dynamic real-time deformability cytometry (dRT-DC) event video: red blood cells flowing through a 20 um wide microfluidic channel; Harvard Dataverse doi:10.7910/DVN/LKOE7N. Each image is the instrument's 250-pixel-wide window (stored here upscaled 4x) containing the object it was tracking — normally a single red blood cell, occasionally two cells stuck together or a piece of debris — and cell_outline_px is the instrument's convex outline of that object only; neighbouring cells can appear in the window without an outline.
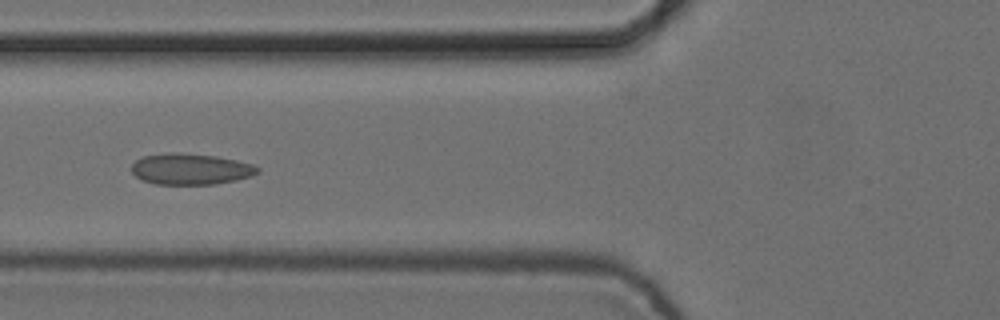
{"species": "common noctule bat (a hibernating species)", "species_latin": "Nyctalus noctula", "temperature_condition": "cold", "stored_images_in_passage": 10, "camera_frame_rate_fps": 3000, "um_per_image_px": 0.085, "animal": {"sex": "female", "body_mass_g": 24.6, "forearm_length_mm": 56.2}, "frame": {"image": 1, "passage_image": 5, "time_ms": 1.333, "image_size_px": [1000, 320], "cell_outline_px": [[260, 172], [252, 176], [236, 180], [216, 184], [156, 184], [144, 180], [136, 176], [132, 172], [132, 164], [136, 160], [144, 156], [172, 152], [216, 156], [236, 160], [252, 164], [260, 168]], "centroid_in_image_um": [16.24, 14.37], "position_along_channel_um": 109.6, "area_um2": 22.72}}
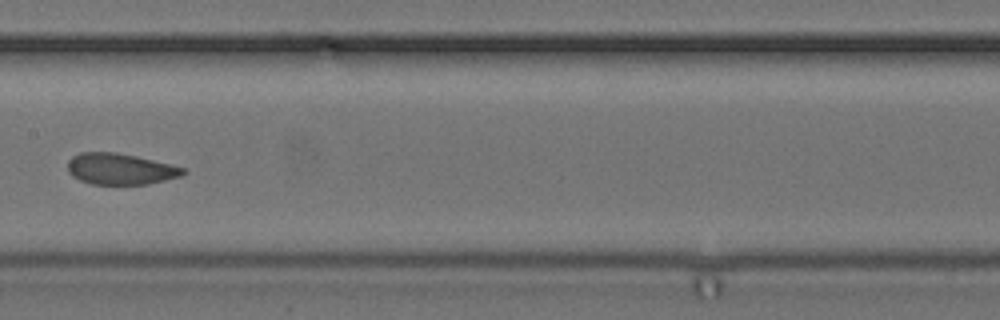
{"frame": {"image": 2, "passage_image": 7, "time_ms": 2.0, "image_size_px": [1000, 320], "cell_outline_px": [[188, 172], [180, 176], [148, 184], [92, 184], [80, 180], [72, 176], [68, 172], [68, 160], [72, 156], [80, 152], [116, 152], [136, 156], [172, 164], [184, 168]], "centroid_in_image_um": [10.22, 14.35], "position_along_channel_um": 197.2, "area_um2": 21.04}}
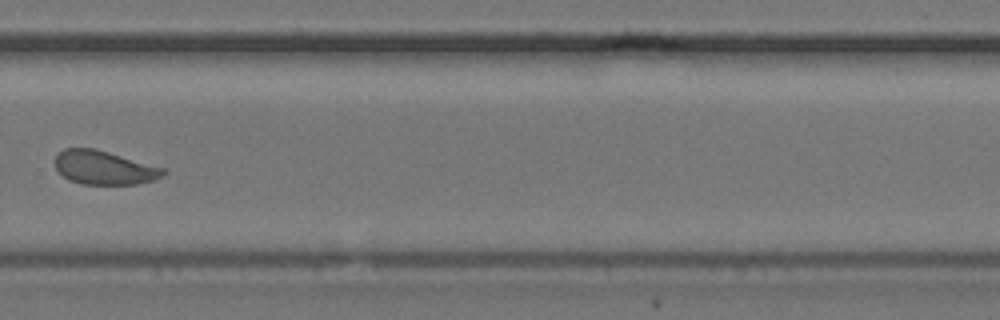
{"frame": {"image": 3, "passage_image": 10, "time_ms": 3.0, "image_size_px": [1000, 320], "cell_outline_px": [[168, 172], [164, 176], [152, 180], [136, 184], [80, 184], [68, 180], [56, 168], [56, 156], [64, 148], [96, 148], [164, 168]], "centroid_in_image_um": [8.87, 14.25], "position_along_channel_um": 320.9, "area_um2": 21.27}}